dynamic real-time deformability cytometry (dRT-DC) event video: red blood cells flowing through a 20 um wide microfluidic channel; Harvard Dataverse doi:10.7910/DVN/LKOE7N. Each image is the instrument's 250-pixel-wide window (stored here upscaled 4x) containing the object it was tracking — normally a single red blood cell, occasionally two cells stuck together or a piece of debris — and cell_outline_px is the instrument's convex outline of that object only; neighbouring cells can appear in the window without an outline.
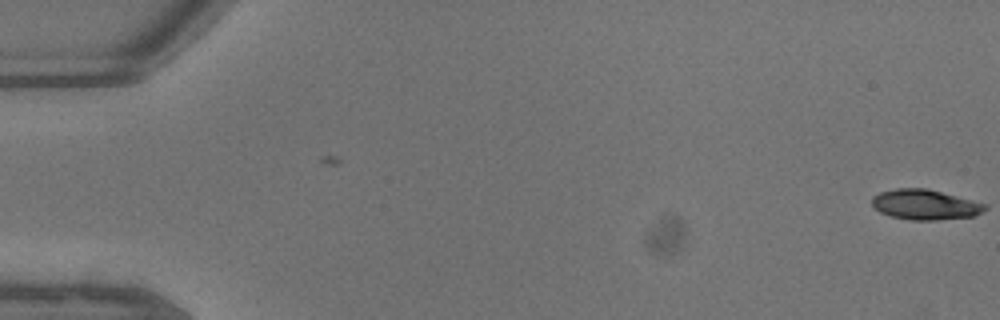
{"species": "common noctule bat (a hibernating species)", "species_latin": "Nyctalus noctula", "temperature_condition": "warm", "stored_images_in_passage": 16, "camera_frame_rate_fps": 3000, "um_per_image_px": 0.085, "animal": {"sex": "male", "body_mass_g": 13.3}, "frame": {"image": 1, "passage_image": 1, "time_ms": 0.0, "image_size_px": [1000, 320], "cell_outline_px": [[972, 212], [956, 216], [904, 216], [892, 192], [932, 192], [944, 196]], "centroid_in_image_um": [78.86, 17.4], "position_along_channel_um": 6.1, "area_um2": 10.0}}